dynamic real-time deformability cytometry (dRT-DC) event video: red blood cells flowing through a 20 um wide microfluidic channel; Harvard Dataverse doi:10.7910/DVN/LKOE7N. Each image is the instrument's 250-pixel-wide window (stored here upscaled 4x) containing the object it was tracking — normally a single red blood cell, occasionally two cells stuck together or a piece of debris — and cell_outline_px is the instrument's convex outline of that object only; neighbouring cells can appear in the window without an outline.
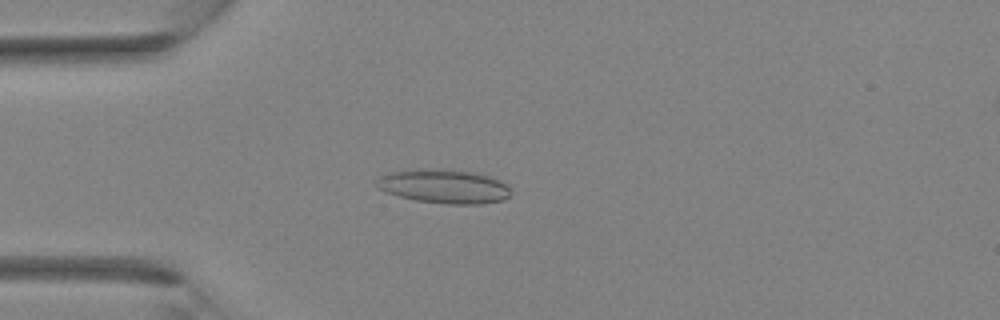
{"species": "Egyptian fruit bat (a non-hibernating species)", "species_latin": "Rousettus aegyptiacus", "temperature_condition": "room temperature", "stored_images_in_passage": 27, "camera_frame_rate_fps": 3000, "um_per_image_px": 0.085, "animal": {"sex": "female"}, "frame": {"image": 1, "passage_image": 4, "time_ms": 1.0, "image_size_px": [1000, 320], "cell_outline_px": [[512, 192], [504, 200], [480, 204], [444, 204], [416, 200], [384, 192], [376, 188], [376, 180], [380, 176], [388, 172], [416, 168], [440, 168], [472, 172], [488, 176], [508, 184]], "centroid_in_image_um": [37.71, 15.83], "position_along_channel_um": 47.3, "area_um2": 26.99}}
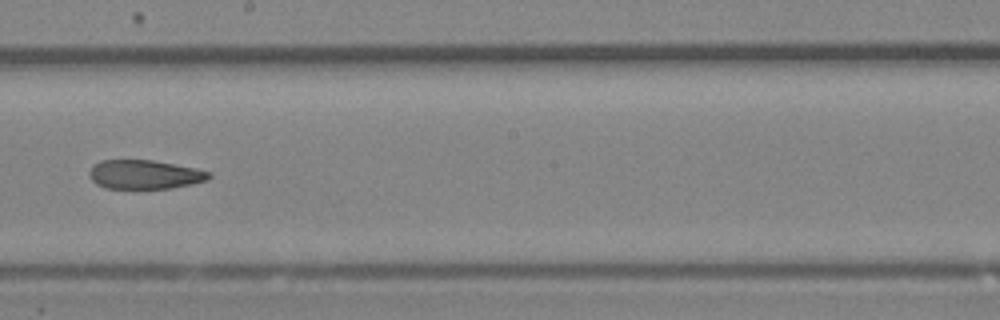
{"frame": {"image": 2, "passage_image": 15, "time_ms": 4.667, "image_size_px": [1000, 320], "cell_outline_px": [[212, 176], [208, 180], [192, 184], [172, 188], [104, 188], [96, 184], [88, 176], [88, 172], [92, 164], [100, 160], [152, 160], [196, 168], [212, 172]], "centroid_in_image_um": [12.28, 14.83], "position_along_channel_um": 235.9, "area_um2": 20.46}}
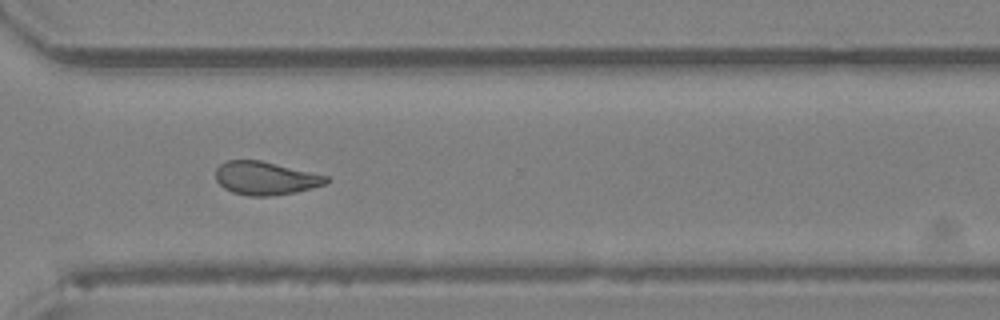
{"frame": {"image": 3, "passage_image": 21, "time_ms": 6.667, "image_size_px": [1000, 320], "cell_outline_px": [[332, 180], [324, 184], [312, 188], [296, 192], [272, 196], [248, 196], [232, 192], [224, 188], [216, 180], [216, 168], [220, 164], [228, 160], [260, 160], [328, 176]], "centroid_in_image_um": [22.56, 15.15], "position_along_channel_um": 348.0, "area_um2": 21.44}}